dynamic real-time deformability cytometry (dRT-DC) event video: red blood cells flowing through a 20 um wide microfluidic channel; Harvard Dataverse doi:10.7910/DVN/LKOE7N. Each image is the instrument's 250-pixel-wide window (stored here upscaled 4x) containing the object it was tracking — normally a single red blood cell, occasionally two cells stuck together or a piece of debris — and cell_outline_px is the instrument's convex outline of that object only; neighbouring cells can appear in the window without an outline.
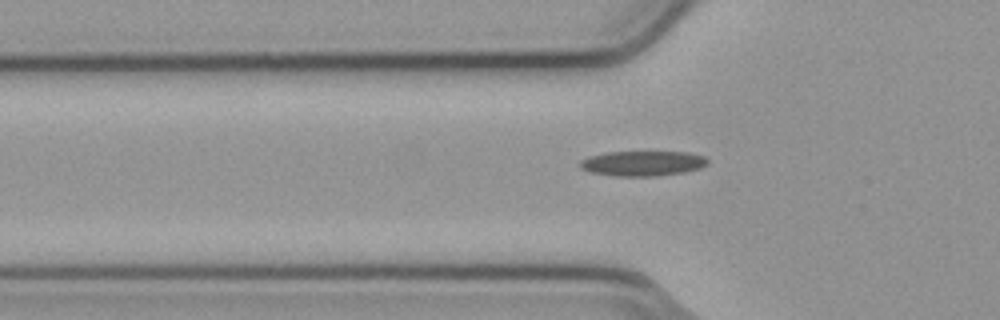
{"species": "common noctule bat (a hibernating species)", "species_latin": "Nyctalus noctula", "temperature_condition": "cold", "stored_images_in_passage": 34, "camera_frame_rate_fps": 3000, "um_per_image_px": 0.085, "animal": {"sex": "male", "body_mass_g": 23.1, "forearm_length_mm": 52.7}, "frame": {"image": 1, "passage_image": 2, "time_ms": 0.333, "image_size_px": [1000, 320], "cell_outline_px": [[708, 164], [700, 168], [684, 172], [656, 176], [612, 176], [592, 172], [580, 168], [580, 160], [588, 156], [608, 152], [688, 152], [704, 156], [708, 160]], "centroid_in_image_um": [54.62, 13.89], "position_along_channel_um": 71.2, "area_um2": 18.67}}
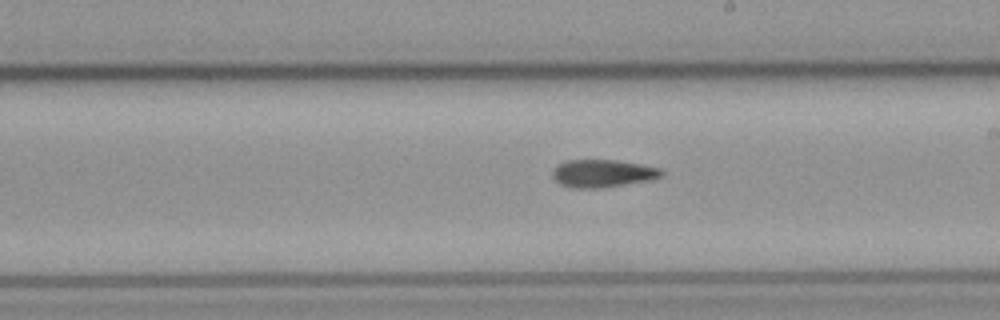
{"frame": {"image": 2, "passage_image": 15, "time_ms": 4.667, "image_size_px": [1000, 320], "cell_outline_px": [[664, 172], [660, 176], [652, 180], [596, 188], [572, 188], [560, 184], [552, 176], [552, 172], [560, 164], [568, 160], [616, 160], [640, 164], [660, 168]], "centroid_in_image_um": [51.24, 14.74], "position_along_channel_um": 237.8, "area_um2": 17.34}}
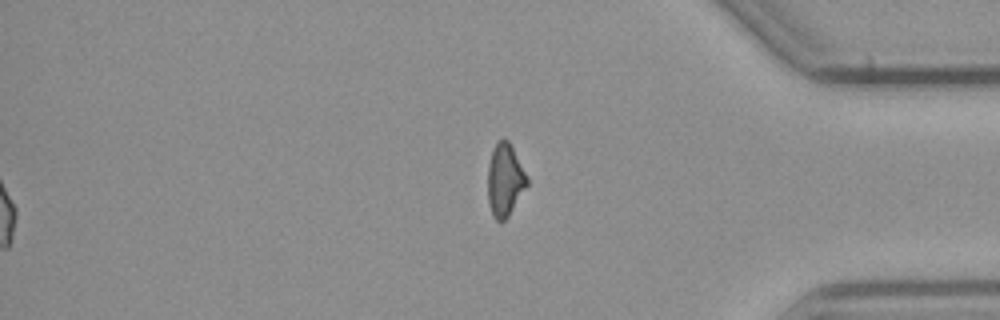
{"frame": {"image": 3, "passage_image": 29, "time_ms": 9.333, "image_size_px": [1000, 320], "cell_outline_px": [[528, 184], [508, 216], [504, 220], [496, 220], [492, 216], [488, 204], [488, 164], [492, 148], [496, 140], [504, 136], [508, 140], [528, 176]], "centroid_in_image_um": [42.9, 15.25], "position_along_channel_um": 392.3, "area_um2": 16.82}}